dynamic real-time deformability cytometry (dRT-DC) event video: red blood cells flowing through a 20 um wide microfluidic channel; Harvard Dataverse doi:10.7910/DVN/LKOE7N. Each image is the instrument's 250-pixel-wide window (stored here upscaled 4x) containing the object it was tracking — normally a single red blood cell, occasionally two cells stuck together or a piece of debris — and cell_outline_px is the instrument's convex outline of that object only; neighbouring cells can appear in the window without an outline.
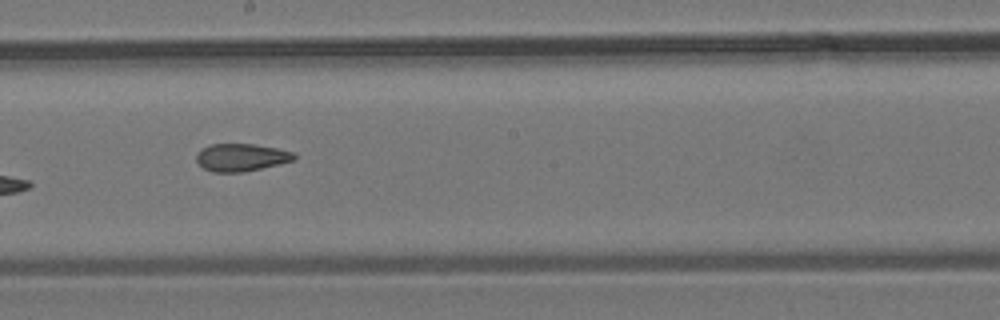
{"species": "common noctule bat (a hibernating species)", "species_latin": "Nyctalus noctula", "temperature_condition": "room temperature", "stored_images_in_passage": 12, "camera_frame_rate_fps": 3000, "um_per_image_px": 0.085, "animal": {"sex": "male", "body_mass_g": 19.2, "forearm_length_mm": 51.8}, "frame": {"image": 1, "passage_image": 6, "time_ms": 6.0, "image_size_px": [1000, 320], "cell_outline_px": [[296, 156], [292, 160], [280, 164], [244, 172], [212, 172], [204, 168], [196, 160], [196, 156], [200, 148], [212, 144], [252, 144], [276, 148], [292, 152]], "centroid_in_image_um": [20.47, 13.38], "position_along_channel_um": 227.7, "area_um2": 15.61}}
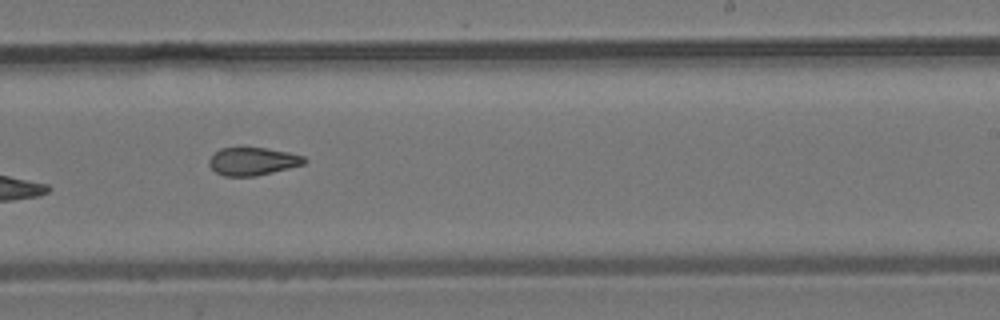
{"frame": {"image": 2, "passage_image": 7, "time_ms": 7.0, "image_size_px": [1000, 320], "cell_outline_px": [[308, 160], [304, 164], [256, 176], [224, 176], [216, 172], [208, 164], [208, 160], [220, 148], [264, 148], [288, 152], [304, 156]], "centroid_in_image_um": [21.48, 13.72], "position_along_channel_um": 267.5, "area_um2": 15.32}}
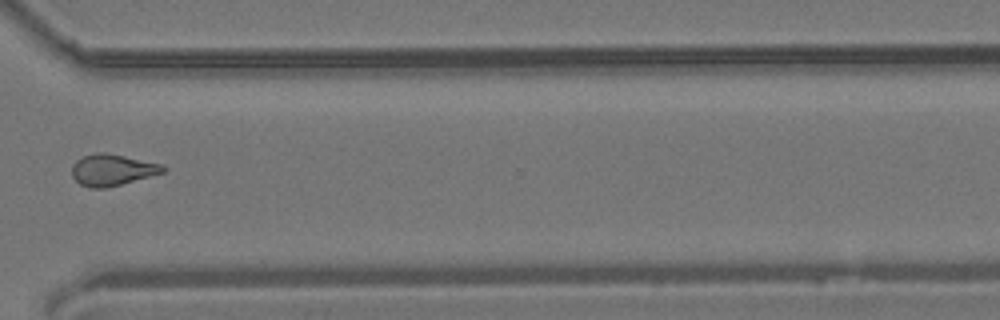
{"frame": {"image": 3, "passage_image": 9, "time_ms": 9.333, "image_size_px": [1000, 320], "cell_outline_px": [[168, 168], [164, 172], [120, 184], [104, 188], [92, 188], [80, 184], [72, 176], [72, 164], [76, 160], [84, 156], [96, 152], [104, 152], [124, 156], [160, 164]], "centroid_in_image_um": [9.51, 14.43], "position_along_channel_um": 361.1, "area_um2": 16.42}}